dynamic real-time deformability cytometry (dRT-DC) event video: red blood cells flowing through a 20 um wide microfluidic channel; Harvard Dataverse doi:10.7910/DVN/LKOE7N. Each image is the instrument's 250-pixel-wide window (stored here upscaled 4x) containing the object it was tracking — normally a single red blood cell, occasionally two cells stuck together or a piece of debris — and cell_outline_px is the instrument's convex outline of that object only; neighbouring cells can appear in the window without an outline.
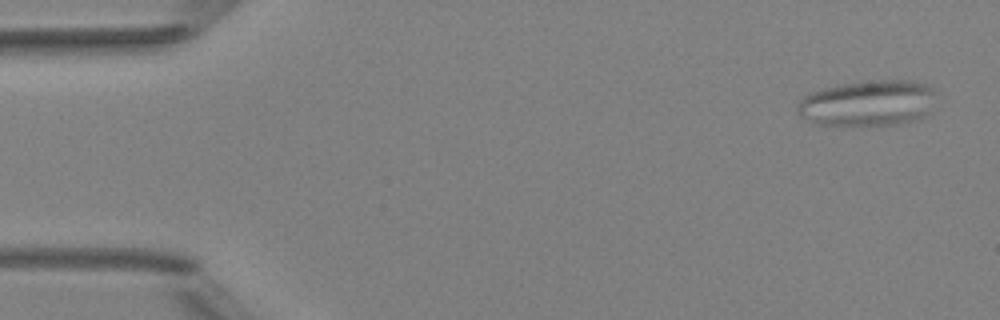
{"species": "Egyptian fruit bat (a non-hibernating species)", "species_latin": "Rousettus aegyptiacus", "temperature_condition": "room temperature", "stored_images_in_passage": 4, "camera_frame_rate_fps": 3000, "um_per_image_px": 0.085, "animal": {"sex": "female"}, "frame": {"image": 1, "passage_image": 1, "time_ms": 0.0, "image_size_px": [1000, 320], "cell_outline_px": [[932, 92], [928, 112], [920, 120], [896, 124], [820, 124], [808, 120], [800, 116], [800, 100], [804, 96], [812, 92], [836, 84], [876, 80], [908, 80], [924, 84], [932, 88]], "centroid_in_image_um": [73.76, 8.75], "position_along_channel_um": 11.2, "area_um2": 36.13}}